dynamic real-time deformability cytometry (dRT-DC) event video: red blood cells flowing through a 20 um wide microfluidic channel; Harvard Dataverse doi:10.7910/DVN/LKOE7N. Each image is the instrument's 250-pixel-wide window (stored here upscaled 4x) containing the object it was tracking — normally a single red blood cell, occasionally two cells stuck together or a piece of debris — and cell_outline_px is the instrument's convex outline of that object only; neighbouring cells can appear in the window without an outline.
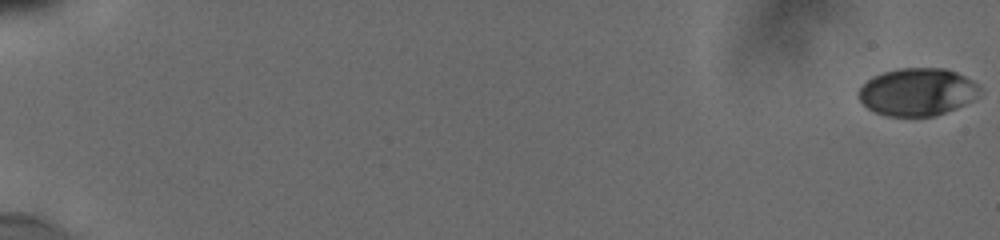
{"species": "human", "species_latin": "Homo sapiens", "temperature_condition": "cold", "stored_images_in_passage": 10, "camera_frame_rate_fps": 3000, "um_per_image_px": 0.085, "donor": {"sex": "male"}, "frame": {"image": 1, "passage_image": 1, "time_ms": 0.0, "image_size_px": [1000, 240], "cell_outline_px": [[980, 88], [976, 96], [972, 100], [956, 108], [936, 116], [888, 116], [876, 112], [868, 108], [860, 100], [856, 92], [872, 76], [884, 72], [900, 68], [944, 68], [956, 72], [972, 80]], "centroid_in_image_um": [77.95, 7.81], "position_along_channel_um": 7.1, "area_um2": 33.41}}
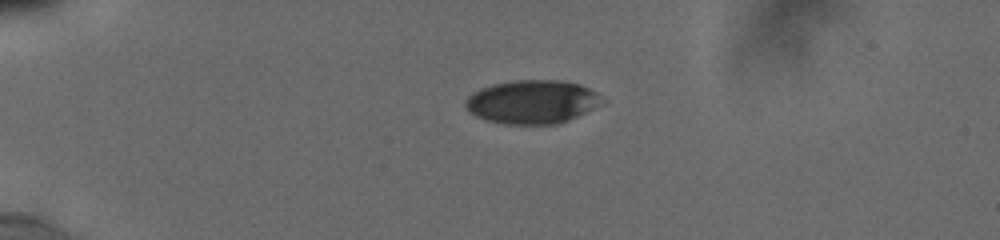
{"frame": {"image": 2, "passage_image": 6, "time_ms": 5.0, "image_size_px": [1000, 240], "cell_outline_px": [[604, 104], [568, 120], [556, 124], [508, 124], [488, 120], [476, 116], [464, 104], [464, 100], [468, 96], [480, 88], [496, 84], [516, 80], [560, 80], [580, 84], [596, 92], [604, 100]], "centroid_in_image_um": [45.28, 8.65], "position_along_channel_um": 39.7, "area_um2": 34.51}}